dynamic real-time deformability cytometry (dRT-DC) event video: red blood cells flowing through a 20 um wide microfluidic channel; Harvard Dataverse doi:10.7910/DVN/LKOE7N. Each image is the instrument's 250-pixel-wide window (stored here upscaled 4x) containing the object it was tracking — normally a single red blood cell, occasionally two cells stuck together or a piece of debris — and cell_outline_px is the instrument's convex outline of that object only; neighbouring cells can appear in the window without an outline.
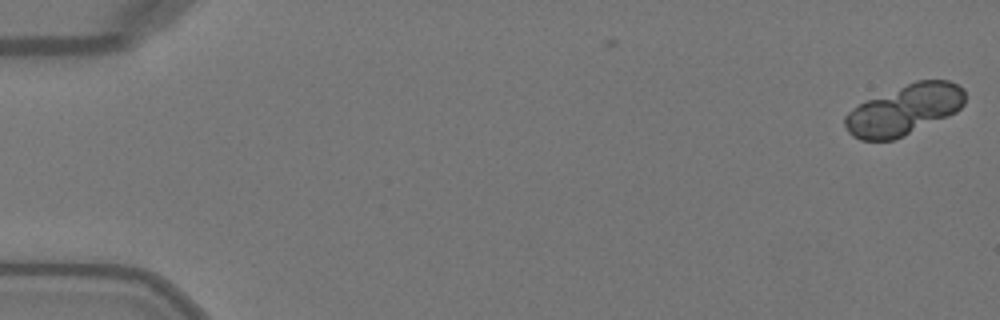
{"species": "Egyptian fruit bat (a non-hibernating species)", "species_latin": "Rousettus aegyptiacus", "temperature_condition": "warm", "stored_images_in_passage": 7, "camera_frame_rate_fps": 3000, "um_per_image_px": 0.085, "animal": {"sex": "female"}, "frame": {"image": 1, "passage_image": 1, "time_ms": 0.0, "image_size_px": [1000, 320], "cell_outline_px": [[964, 104], [956, 112], [948, 116], [892, 140], [860, 140], [852, 136], [848, 132], [844, 124], [844, 116], [852, 108], [864, 100], [916, 80], [948, 80], [964, 88]], "centroid_in_image_um": [76.83, 9.32], "position_along_channel_um": 8.2, "area_um2": 35.03}}